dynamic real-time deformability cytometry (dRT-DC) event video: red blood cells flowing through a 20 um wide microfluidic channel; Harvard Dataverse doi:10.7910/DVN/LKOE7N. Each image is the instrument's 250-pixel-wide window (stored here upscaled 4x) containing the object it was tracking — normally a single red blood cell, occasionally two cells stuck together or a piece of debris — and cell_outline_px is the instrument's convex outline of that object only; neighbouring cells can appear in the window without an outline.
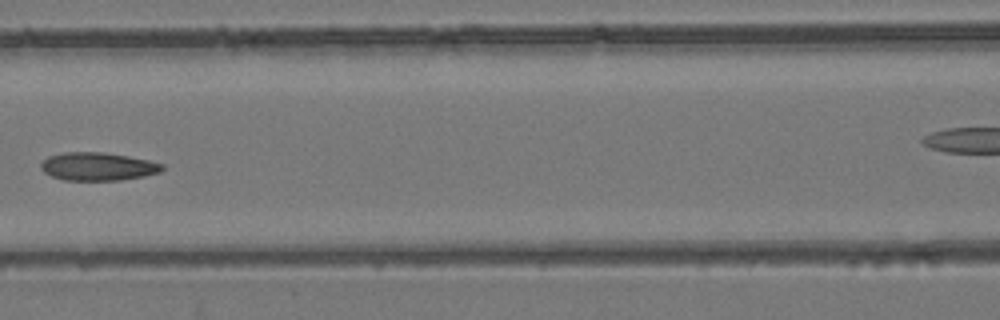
{"species": "common noctule bat (a hibernating species)", "species_latin": "Nyctalus noctula", "temperature_condition": "room temperature", "stored_images_in_passage": 6, "segment_of_instrument_passage": [1, 2], "camera_frame_rate_fps": 3000, "um_per_image_px": 0.085, "animal": {"sex": "female", "body_mass_g": 24.6, "forearm_length_mm": 56.2}, "frame": {"image": 1, "passage_image": 5, "time_ms": 1.333, "image_size_px": [1000, 320], "cell_outline_px": [[164, 168], [160, 172], [144, 176], [120, 180], [64, 180], [52, 176], [44, 172], [40, 168], [40, 164], [48, 156], [64, 152], [104, 152], [128, 156], [148, 160], [164, 164]], "centroid_in_image_um": [8.31, 14.15], "position_along_channel_um": 158.3, "area_um2": 19.88}}